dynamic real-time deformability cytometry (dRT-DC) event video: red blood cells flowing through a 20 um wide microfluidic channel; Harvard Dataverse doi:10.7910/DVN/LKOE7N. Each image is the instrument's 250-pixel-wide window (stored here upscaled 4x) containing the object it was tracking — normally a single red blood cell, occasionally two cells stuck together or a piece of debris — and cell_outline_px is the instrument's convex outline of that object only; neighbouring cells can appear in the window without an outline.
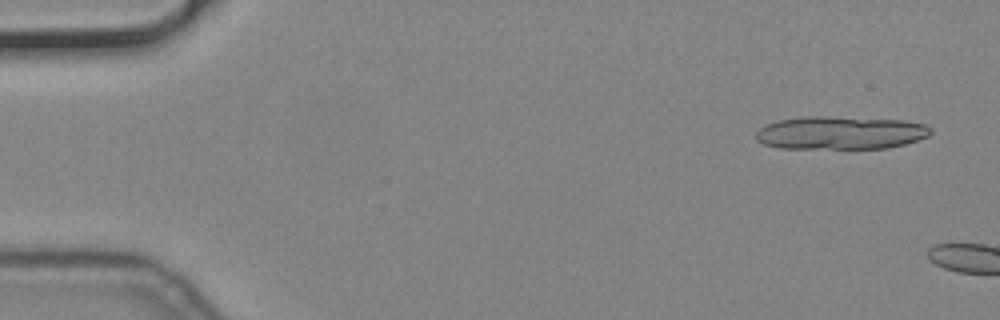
{"species": "common noctule bat (a hibernating species)", "species_latin": "Nyctalus noctula", "temperature_condition": "cold", "stored_images_in_passage": 6, "camera_frame_rate_fps": 3000, "um_per_image_px": 0.085, "animal": {"sex": "male", "body_mass_g": 19.2, "forearm_length_mm": 51.8}, "frame": {"image": 1, "passage_image": 3, "time_ms": 0.667, "image_size_px": [1000, 320], "cell_outline_px": [[932, 132], [928, 136], [904, 144], [888, 148], [780, 148], [764, 144], [756, 140], [756, 132], [760, 128], [768, 124], [780, 120], [804, 116], [824, 116], [904, 120], [924, 124], [932, 128]], "centroid_in_image_um": [71.45, 11.28], "position_along_channel_um": 13.6, "area_um2": 33.64}}